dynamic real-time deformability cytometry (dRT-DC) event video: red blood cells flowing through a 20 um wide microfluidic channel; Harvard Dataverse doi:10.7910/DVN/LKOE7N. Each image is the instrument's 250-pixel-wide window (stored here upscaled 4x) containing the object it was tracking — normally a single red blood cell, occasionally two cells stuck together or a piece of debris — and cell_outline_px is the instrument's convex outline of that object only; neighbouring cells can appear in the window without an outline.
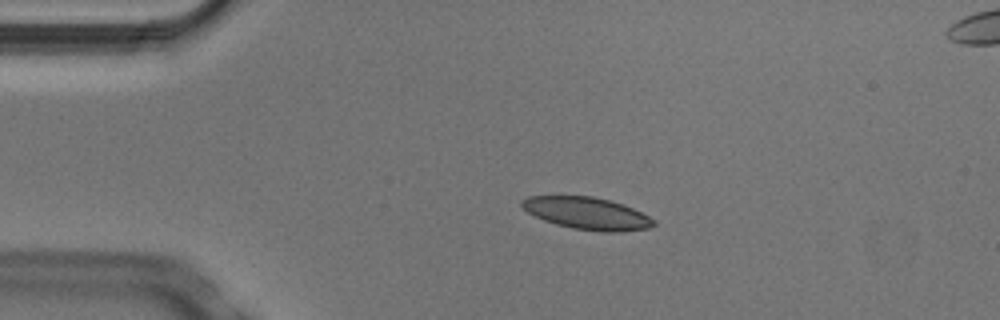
{"species": "Egyptian fruit bat (a non-hibernating species)", "species_latin": "Rousettus aegyptiacus", "temperature_condition": "cold", "stored_images_in_passage": 5, "camera_frame_rate_fps": 3000, "um_per_image_px": 0.085, "animal": {"sex": "male"}, "frame": {"image": 1, "passage_image": 3, "time_ms": 0.667, "image_size_px": [1000, 320], "cell_outline_px": [[656, 224], [648, 228], [620, 232], [604, 232], [572, 228], [556, 224], [544, 220], [528, 212], [520, 204], [520, 200], [528, 196], [592, 196], [624, 204], [656, 220]], "centroid_in_image_um": [49.91, 18.13], "position_along_channel_um": 35.1, "area_um2": 24.62}}